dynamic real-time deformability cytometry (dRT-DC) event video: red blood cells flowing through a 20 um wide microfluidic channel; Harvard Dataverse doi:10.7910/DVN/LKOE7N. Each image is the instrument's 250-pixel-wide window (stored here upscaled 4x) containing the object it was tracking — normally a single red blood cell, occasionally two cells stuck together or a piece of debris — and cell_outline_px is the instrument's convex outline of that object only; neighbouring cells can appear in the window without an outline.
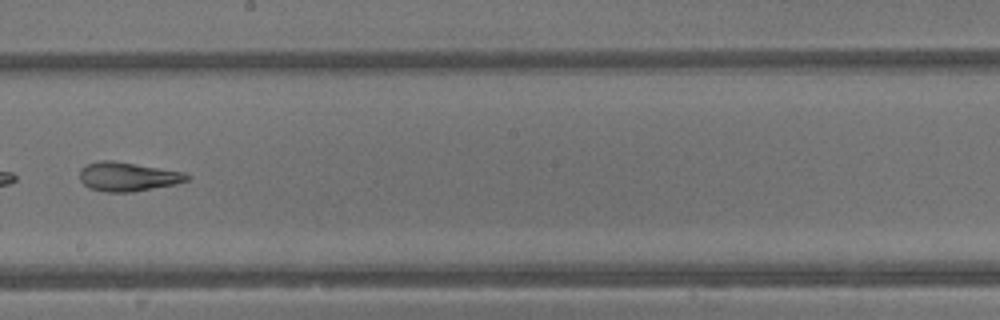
{"species": "common noctule bat (a hibernating species)", "species_latin": "Nyctalus noctula", "temperature_condition": "warm", "stored_images_in_passage": 41, "camera_frame_rate_fps": 3000, "um_per_image_px": 0.085, "animal": {"sex": "male", "body_mass_g": 13.3}, "frame": {"image": 1, "passage_image": 24, "time_ms": 7.667, "image_size_px": [1000, 320], "cell_outline_px": [[192, 176], [188, 180], [176, 184], [132, 192], [108, 192], [88, 188], [80, 180], [80, 168], [88, 164], [100, 160], [112, 160], [184, 172]], "centroid_in_image_um": [10.86, 15.02], "position_along_channel_um": 237.3, "area_um2": 18.15}}